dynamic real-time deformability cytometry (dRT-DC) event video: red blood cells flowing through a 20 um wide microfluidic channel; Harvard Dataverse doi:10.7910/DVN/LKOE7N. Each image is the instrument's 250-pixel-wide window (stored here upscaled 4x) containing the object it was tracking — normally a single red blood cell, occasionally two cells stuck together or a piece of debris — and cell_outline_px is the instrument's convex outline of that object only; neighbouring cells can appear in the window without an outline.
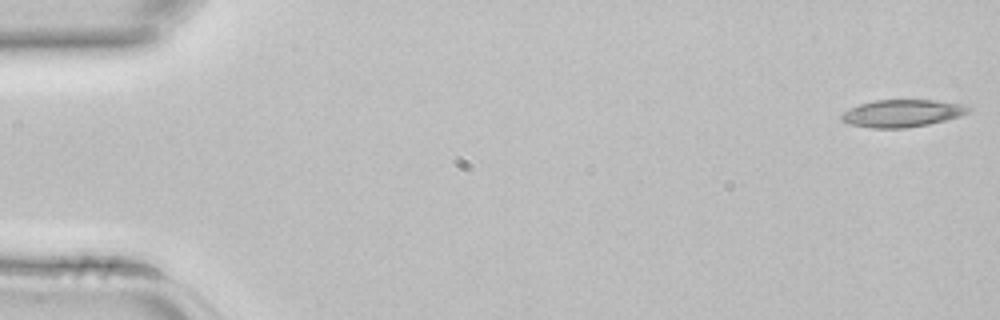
{"species": "common noctule bat (a hibernating species)", "species_latin": "Nyctalus noctula", "temperature_condition": "room temperature", "stored_images_in_passage": 4, "camera_frame_rate_fps": 3000, "um_per_image_px": 0.085, "animal": {"sex": "female", "body_mass_g": 22.7, "forearm_length_mm": 54.2}, "frame": {"image": 1, "passage_image": 1, "time_ms": 0.0, "image_size_px": [1000, 320], "cell_outline_px": [[972, 108], [968, 112], [960, 116], [928, 124], [904, 128], [872, 128], [848, 124], [840, 120], [840, 116], [844, 112], [860, 104], [876, 100], [936, 100], [960, 104]], "centroid_in_image_um": [76.66, 9.63], "position_along_channel_um": 8.3, "area_um2": 20.06}}
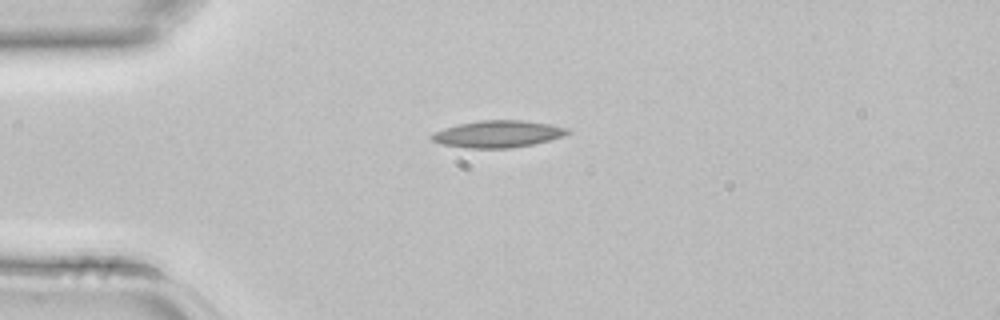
{"frame": {"image": 2, "passage_image": 4, "time_ms": 1.0, "image_size_px": [1000, 320], "cell_outline_px": [[572, 132], [564, 136], [532, 144], [512, 148], [464, 148], [440, 144], [432, 140], [428, 136], [432, 132], [444, 128], [460, 124], [480, 120], [524, 120], [572, 128]], "centroid_in_image_um": [42.31, 11.39], "position_along_channel_um": 42.7, "area_um2": 21.56}}